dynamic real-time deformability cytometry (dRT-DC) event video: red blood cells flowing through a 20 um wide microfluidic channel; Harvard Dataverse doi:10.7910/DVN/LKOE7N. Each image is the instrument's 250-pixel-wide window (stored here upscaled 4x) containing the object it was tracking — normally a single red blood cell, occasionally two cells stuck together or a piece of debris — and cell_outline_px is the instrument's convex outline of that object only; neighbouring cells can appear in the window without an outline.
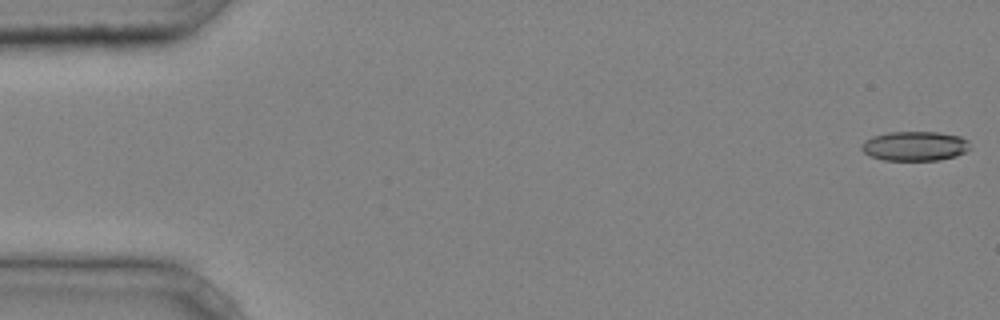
{"species": "common noctule bat (a hibernating species)", "species_latin": "Nyctalus noctula", "temperature_condition": "cold", "stored_images_in_passage": 43, "camera_frame_rate_fps": 3000, "um_per_image_px": 0.085, "animal": {"sex": "male", "body_mass_g": 20.4}, "frame": {"image": 1, "passage_image": 1, "time_ms": 0.0, "image_size_px": [1000, 320], "cell_outline_px": [[972, 148], [956, 156], [940, 160], [884, 160], [868, 156], [860, 148], [860, 144], [864, 140], [872, 136], [888, 132], [940, 132], [960, 136], [968, 140]], "centroid_in_image_um": [77.75, 12.41], "position_along_channel_um": 7.2, "area_um2": 18.96}}
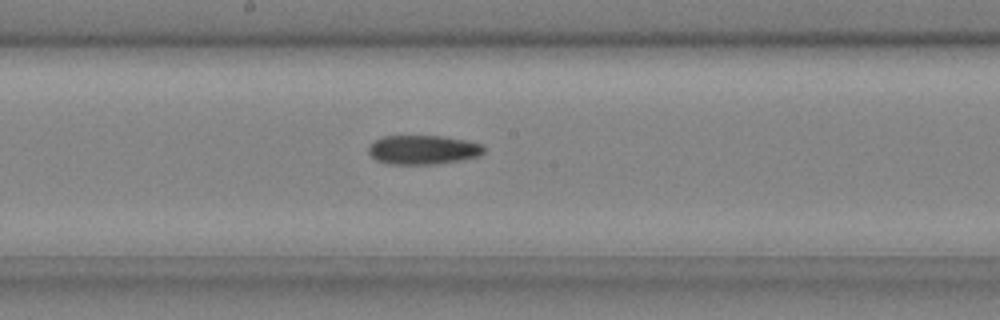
{"frame": {"image": 2, "passage_image": 25, "time_ms": 8.0, "image_size_px": [1000, 320], "cell_outline_px": [[484, 152], [480, 156], [464, 160], [436, 164], [388, 164], [376, 160], [368, 152], [368, 148], [376, 140], [384, 136], [444, 136], [468, 140], [484, 144]], "centroid_in_image_um": [36.02, 12.73], "position_along_channel_um": 212.2, "area_um2": 19.83}}
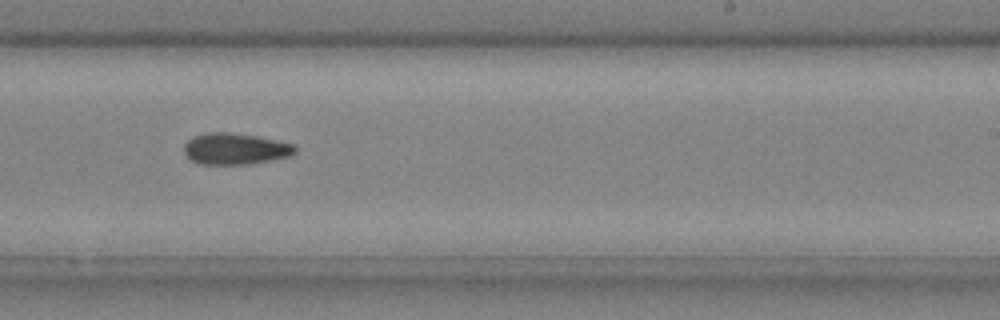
{"frame": {"image": 3, "passage_image": 29, "time_ms": 9.333, "image_size_px": [1000, 320], "cell_outline_px": [[296, 152], [292, 156], [272, 160], [248, 164], [200, 164], [192, 160], [184, 152], [184, 144], [192, 136], [208, 132], [228, 132], [256, 136], [276, 140], [292, 144], [296, 148]], "centroid_in_image_um": [19.99, 12.65], "position_along_channel_um": 269.0, "area_um2": 20.29}}